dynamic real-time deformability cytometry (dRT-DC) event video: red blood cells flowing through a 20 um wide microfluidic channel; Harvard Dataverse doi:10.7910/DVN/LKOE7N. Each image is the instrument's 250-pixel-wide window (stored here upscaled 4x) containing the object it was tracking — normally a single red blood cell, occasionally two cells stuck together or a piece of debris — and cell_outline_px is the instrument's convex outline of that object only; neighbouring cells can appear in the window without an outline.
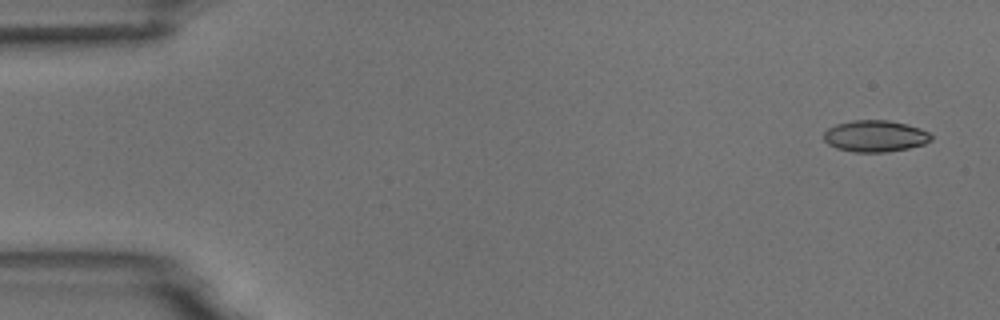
{"species": "common noctule bat (a hibernating species)", "species_latin": "Nyctalus noctula", "temperature_condition": "room temperature", "stored_images_in_passage": 4, "camera_frame_rate_fps": 3000, "um_per_image_px": 0.085, "animal": {"sex": "male", "body_mass_g": 18.8}, "frame": {"image": 1, "passage_image": 1, "time_ms": 0.0, "image_size_px": [1000, 320], "cell_outline_px": [[932, 140], [924, 144], [908, 148], [888, 152], [852, 152], [836, 148], [828, 144], [824, 140], [824, 132], [828, 128], [836, 124], [852, 120], [888, 120], [920, 128], [928, 132], [932, 136]], "centroid_in_image_um": [74.37, 11.57], "position_along_channel_um": 10.6, "area_um2": 19.77}}
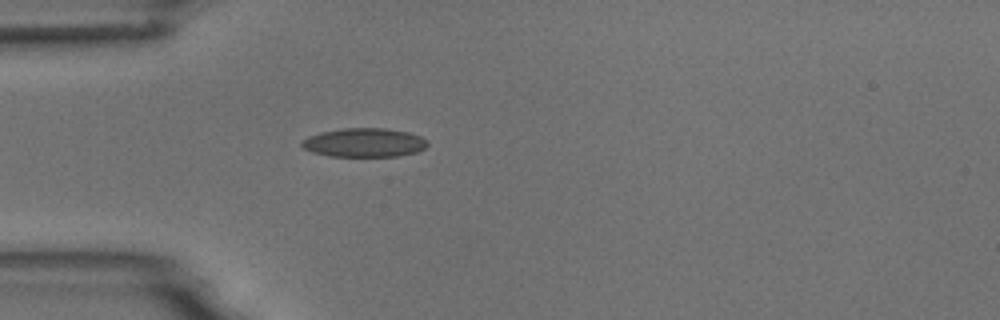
{"frame": {"image": 2, "passage_image": 4, "time_ms": 4.333, "image_size_px": [1000, 320], "cell_outline_px": [[428, 144], [424, 148], [416, 152], [396, 156], [328, 156], [312, 152], [304, 148], [300, 144], [300, 140], [308, 136], [320, 132], [344, 128], [384, 128], [408, 132], [420, 136], [428, 140]], "centroid_in_image_um": [30.93, 12.11], "position_along_channel_um": 54.1, "area_um2": 21.21}}